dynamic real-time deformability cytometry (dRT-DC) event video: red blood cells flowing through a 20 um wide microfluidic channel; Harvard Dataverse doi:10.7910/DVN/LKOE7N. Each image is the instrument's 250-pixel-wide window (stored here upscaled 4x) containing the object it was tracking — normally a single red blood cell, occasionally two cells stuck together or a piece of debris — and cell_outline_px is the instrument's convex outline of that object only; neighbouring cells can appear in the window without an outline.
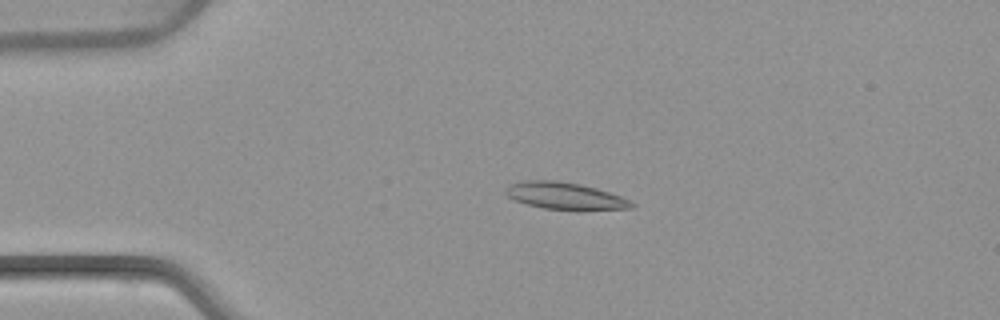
{"species": "common noctule bat (a hibernating species)", "species_latin": "Nyctalus noctula", "temperature_condition": "warm", "stored_images_in_passage": 3, "camera_frame_rate_fps": 3000, "um_per_image_px": 0.085, "animal": {"sex": "female", "body_mass_g": 22.7, "forearm_length_mm": 54.2}, "frame": {"image": 1, "passage_image": 2, "time_ms": 1.333, "image_size_px": [1000, 320], "cell_outline_px": [[636, 204], [632, 208], [580, 212], [544, 208], [528, 204], [516, 200], [508, 196], [504, 192], [504, 188], [508, 184], [524, 180], [556, 180], [580, 184], [596, 188], [632, 200]], "centroid_in_image_um": [48.07, 16.68], "position_along_channel_um": 36.9, "area_um2": 20.46}}